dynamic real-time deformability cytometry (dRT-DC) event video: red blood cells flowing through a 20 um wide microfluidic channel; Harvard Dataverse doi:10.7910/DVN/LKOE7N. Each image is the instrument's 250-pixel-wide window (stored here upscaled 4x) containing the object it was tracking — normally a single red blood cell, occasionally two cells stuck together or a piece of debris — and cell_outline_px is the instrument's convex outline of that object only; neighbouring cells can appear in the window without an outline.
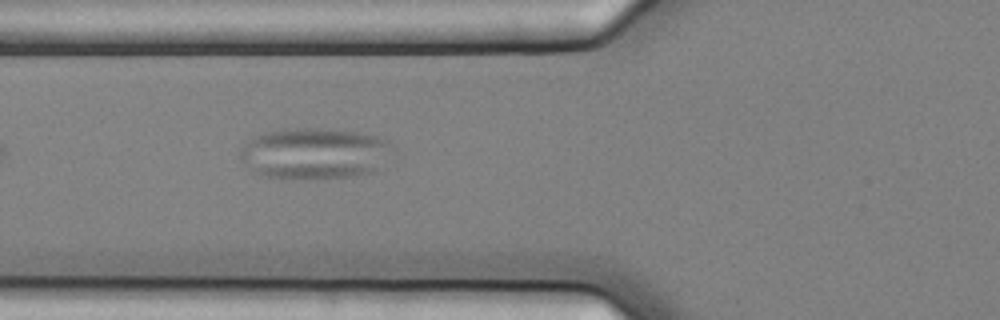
{"species": "common noctule bat (a hibernating species)", "species_latin": "Nyctalus noctula", "temperature_condition": "cold", "stored_images_in_passage": 3, "camera_frame_rate_fps": 3000, "um_per_image_px": 0.085, "animal": {"sex": "female", "body_mass_g": 25.1}, "frame": {"image": 1, "passage_image": 3, "time_ms": 0.667, "image_size_px": [1000, 320], "cell_outline_px": [[388, 144], [376, 172], [356, 176], [292, 180], [260, 176], [252, 172], [240, 160], [240, 148], [252, 136], [284, 128], [332, 128], [356, 132], [376, 136], [388, 140]], "centroid_in_image_um": [26.58, 13.05], "position_along_channel_um": 99.2, "area_um2": 45.66}}